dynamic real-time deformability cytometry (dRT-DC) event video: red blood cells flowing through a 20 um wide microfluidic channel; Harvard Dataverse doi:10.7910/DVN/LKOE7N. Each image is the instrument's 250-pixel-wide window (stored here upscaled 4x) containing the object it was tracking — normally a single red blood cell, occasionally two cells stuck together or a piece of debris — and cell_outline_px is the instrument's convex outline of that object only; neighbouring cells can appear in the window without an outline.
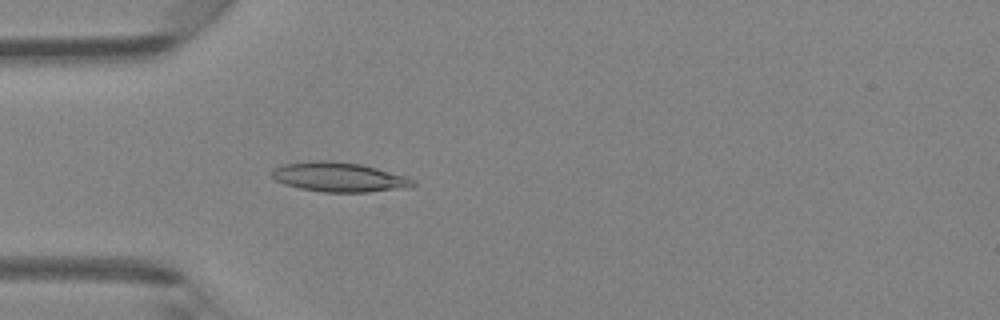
{"species": "Egyptian fruit bat (a non-hibernating species)", "species_latin": "Rousettus aegyptiacus", "temperature_condition": "room temperature", "stored_images_in_passage": 47, "camera_frame_rate_fps": 3000, "um_per_image_px": 0.085, "animal": {"sex": "female"}, "frame": {"image": 1, "passage_image": 14, "time_ms": 4.333, "image_size_px": [1000, 320], "cell_outline_px": [[416, 184], [408, 188], [368, 192], [324, 192], [300, 188], [284, 184], [276, 180], [272, 176], [272, 168], [284, 164], [312, 160], [332, 160], [360, 164], [408, 176], [416, 180]], "centroid_in_image_um": [28.85, 15.05], "position_along_channel_um": 56.1, "area_um2": 24.51}}
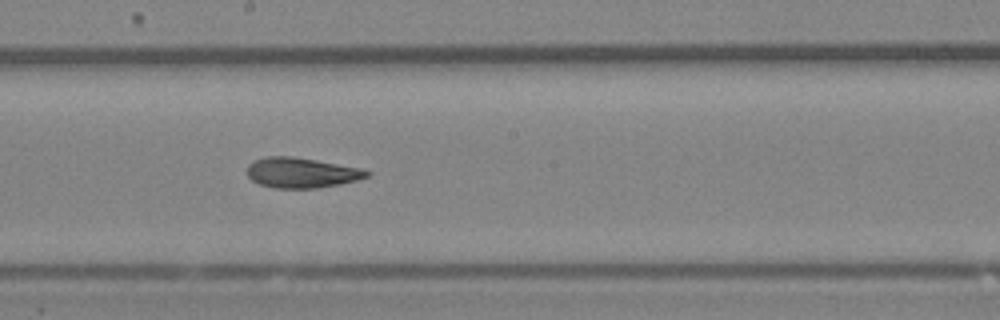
{"frame": {"image": 2, "passage_image": 26, "time_ms": 8.333, "image_size_px": [1000, 320], "cell_outline_px": [[372, 172], [368, 176], [356, 180], [340, 184], [316, 188], [276, 188], [260, 184], [252, 180], [248, 176], [248, 164], [252, 160], [264, 156], [292, 156], [316, 160], [360, 168]], "centroid_in_image_um": [25.6, 14.67], "position_along_channel_um": 222.6, "area_um2": 21.04}}
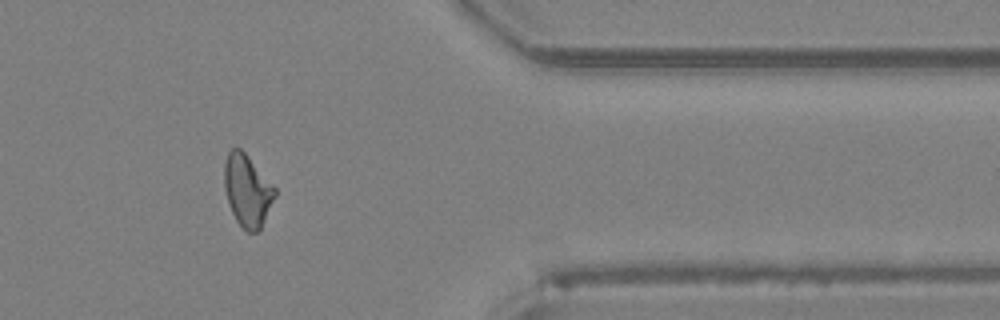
{"frame": {"image": 3, "passage_image": 39, "time_ms": 12.667, "image_size_px": [1000, 320], "cell_outline_px": [[276, 196], [260, 232], [248, 232], [236, 220], [228, 204], [224, 188], [224, 164], [228, 152], [232, 148], [240, 148], [244, 152], [276, 188]], "centroid_in_image_um": [21.03, 16.22], "position_along_channel_um": 390.4, "area_um2": 21.27}, "authors_computed_cell_mechanics": {"area_um2": 21.675, "velocity_mm_per_s": 4.3051, "shape_relaxation_time_tau1_ms": 6.8798, "shape_relaxation_time_tau2_ms": 2.3044, "deformation_change_tau1": 0.1805, "deformation_change_tau2": 0.0934}}